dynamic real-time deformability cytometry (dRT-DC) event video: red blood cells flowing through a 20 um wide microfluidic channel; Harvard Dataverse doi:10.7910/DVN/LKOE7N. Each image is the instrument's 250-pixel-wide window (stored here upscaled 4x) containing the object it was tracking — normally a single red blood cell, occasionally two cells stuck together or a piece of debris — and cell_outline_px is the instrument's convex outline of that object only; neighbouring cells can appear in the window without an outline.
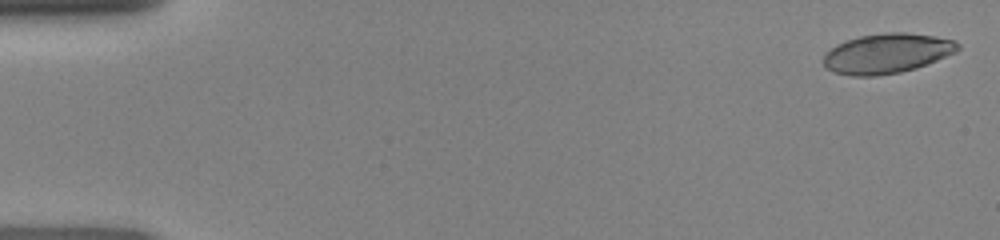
{"species": "human", "species_latin": "Homo sapiens", "temperature_condition": "room temperature", "stored_images_in_passage": 43, "camera_frame_rate_fps": 3000, "um_per_image_px": 0.085, "donor": {"sex": "female"}, "frame": {"image": 1, "passage_image": 2, "time_ms": 0.333, "image_size_px": [1000, 240], "cell_outline_px": [[960, 48], [956, 52], [916, 68], [900, 72], [876, 76], [852, 76], [836, 72], [828, 68], [824, 64], [824, 56], [836, 44], [860, 36], [884, 32], [904, 32], [932, 36], [952, 40], [960, 44]], "centroid_in_image_um": [75.4, 4.54], "position_along_channel_um": 9.6, "area_um2": 30.81}}
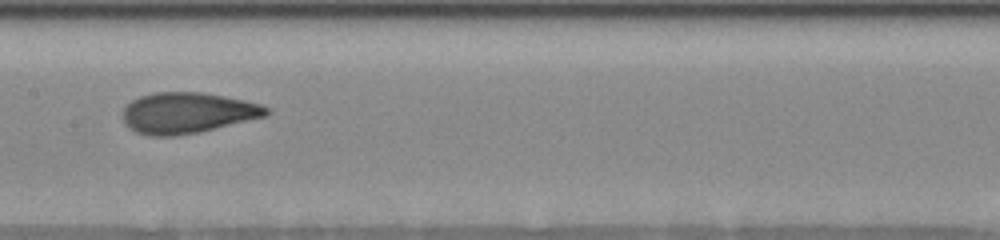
{"frame": {"image": 2, "passage_image": 25, "time_ms": 8.0, "image_size_px": [1000, 240], "cell_outline_px": [[272, 112], [268, 116], [200, 132], [176, 136], [148, 136], [136, 132], [124, 124], [124, 108], [132, 100], [140, 96], [156, 92], [200, 92], [224, 96], [244, 100], [260, 104], [272, 108]], "centroid_in_image_um": [15.98, 9.6], "position_along_channel_um": 191.4, "area_um2": 34.45}}
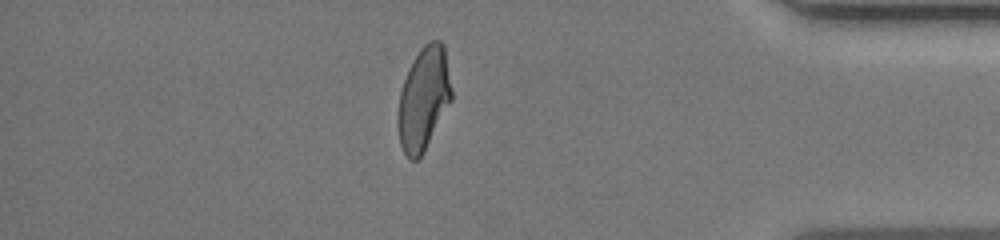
{"frame": {"image": 3, "passage_image": 42, "time_ms": 13.667, "image_size_px": [1000, 240], "cell_outline_px": [[452, 100], [424, 152], [416, 160], [408, 160], [400, 144], [396, 124], [396, 116], [400, 92], [408, 68], [412, 60], [420, 48], [428, 40], [440, 40], [444, 44], [452, 88]], "centroid_in_image_um": [36.0, 8.38], "position_along_channel_um": 399.2, "area_um2": 32.77}}